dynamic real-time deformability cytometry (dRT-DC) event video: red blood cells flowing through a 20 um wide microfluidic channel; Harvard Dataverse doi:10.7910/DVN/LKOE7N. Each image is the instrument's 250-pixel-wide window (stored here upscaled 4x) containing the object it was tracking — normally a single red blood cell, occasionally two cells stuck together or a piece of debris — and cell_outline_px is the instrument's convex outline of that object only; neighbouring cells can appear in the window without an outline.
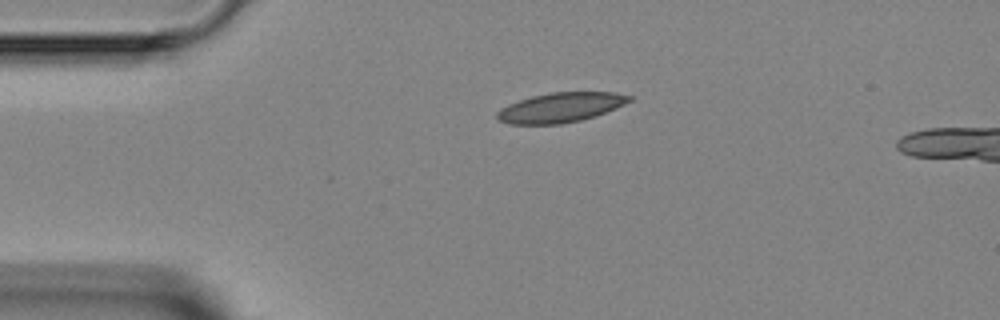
{"species": "Egyptian fruit bat (a non-hibernating species)", "species_latin": "Rousettus aegyptiacus", "temperature_condition": "room temperature", "stored_images_in_passage": 3, "camera_frame_rate_fps": 3000, "um_per_image_px": 0.085, "animal": {"sex": "female"}, "frame": {"image": 1, "passage_image": 1, "time_ms": 0.0, "image_size_px": [1000, 320], "cell_outline_px": [[632, 100], [616, 108], [580, 120], [560, 124], [508, 124], [496, 120], [496, 112], [500, 108], [508, 104], [532, 96], [552, 92], [616, 92], [632, 96]], "centroid_in_image_um": [47.61, 9.13], "position_along_channel_um": 37.4, "area_um2": 22.83}}
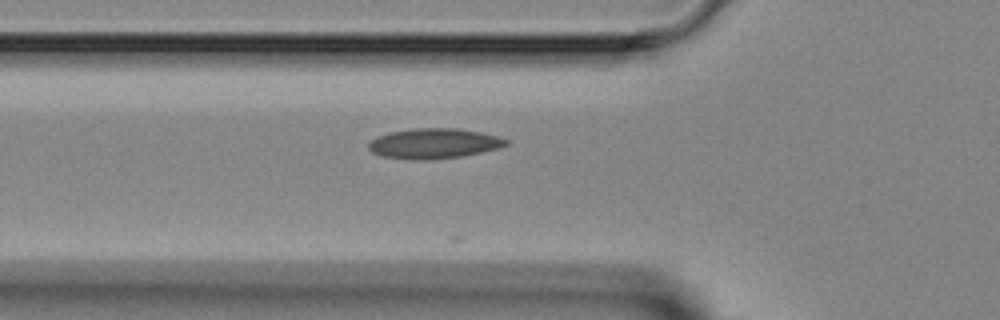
{"frame": {"image": 2, "passage_image": 3, "time_ms": 2.0, "image_size_px": [1000, 320], "cell_outline_px": [[508, 144], [500, 148], [460, 156], [432, 160], [412, 160], [384, 156], [372, 152], [368, 148], [368, 144], [372, 140], [388, 132], [416, 128], [456, 128], [480, 132], [496, 136], [508, 140]], "centroid_in_image_um": [36.88, 12.2], "position_along_channel_um": 88.9, "area_um2": 23.99}}